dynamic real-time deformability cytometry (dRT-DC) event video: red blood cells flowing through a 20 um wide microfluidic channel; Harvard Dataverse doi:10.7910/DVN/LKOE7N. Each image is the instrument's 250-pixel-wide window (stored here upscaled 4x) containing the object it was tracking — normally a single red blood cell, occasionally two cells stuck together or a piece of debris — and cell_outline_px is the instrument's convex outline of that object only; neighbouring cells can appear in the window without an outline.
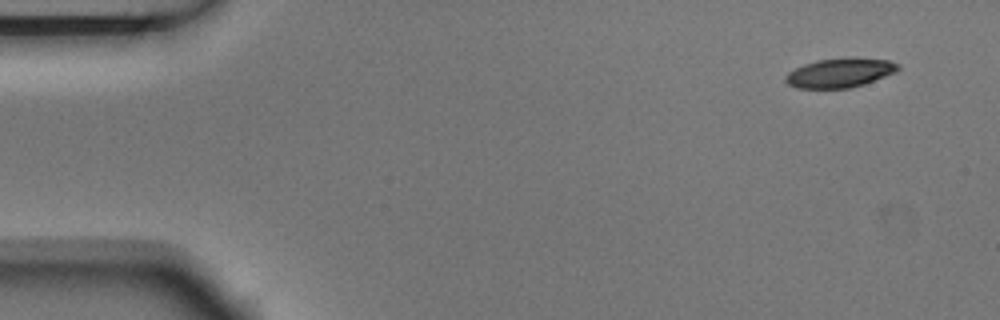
{"species": "Egyptian fruit bat (a non-hibernating species)", "species_latin": "Rousettus aegyptiacus", "temperature_condition": "room temperature", "stored_images_in_passage": 6, "camera_frame_rate_fps": 3000, "um_per_image_px": 0.085, "animal": {"sex": "male"}, "frame": {"image": 1, "passage_image": 1, "time_ms": 0.0, "image_size_px": [1000, 320], "cell_outline_px": [[900, 68], [896, 72], [864, 84], [848, 88], [796, 88], [788, 84], [784, 80], [784, 76], [788, 72], [804, 64], [816, 60], [848, 56], [856, 56], [888, 60], [900, 64]], "centroid_in_image_um": [71.41, 6.16], "position_along_channel_um": 13.6, "area_um2": 19.59}}
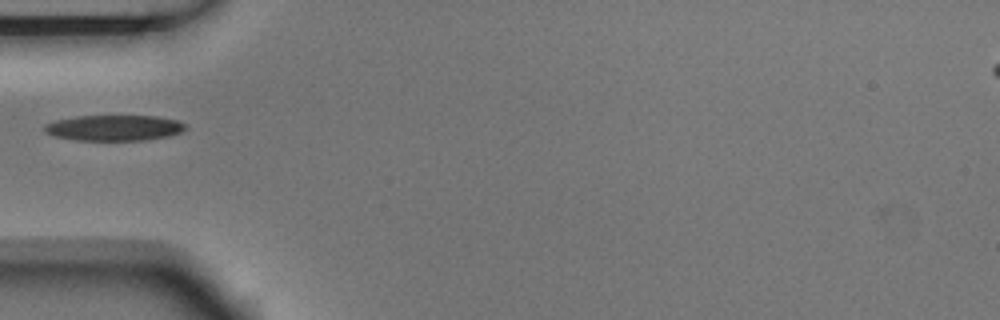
{"frame": {"image": 2, "passage_image": 5, "time_ms": 1.333, "image_size_px": [1000, 320], "cell_outline_px": [[188, 128], [180, 132], [168, 136], [144, 140], [76, 140], [56, 136], [44, 132], [44, 124], [56, 120], [76, 116], [156, 116], [176, 120], [188, 124]], "centroid_in_image_um": [9.72, 10.86], "position_along_channel_um": 75.3, "area_um2": 21.1}}
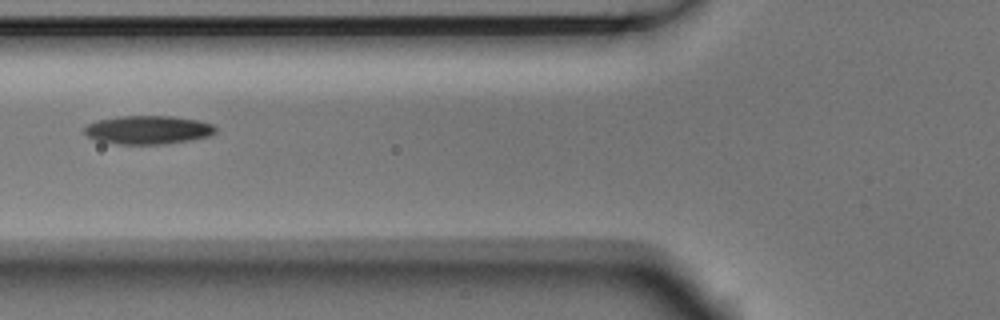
{"frame": {"image": 3, "passage_image": 6, "time_ms": 1.667, "image_size_px": [1000, 320], "cell_outline_px": [[216, 132], [212, 136], [192, 140], [164, 144], [116, 144], [96, 140], [88, 136], [84, 132], [84, 128], [88, 124], [96, 120], [120, 116], [172, 116], [196, 120], [212, 124], [216, 128]], "centroid_in_image_um": [12.59, 11.04], "position_along_channel_um": 113.2, "area_um2": 21.91}}